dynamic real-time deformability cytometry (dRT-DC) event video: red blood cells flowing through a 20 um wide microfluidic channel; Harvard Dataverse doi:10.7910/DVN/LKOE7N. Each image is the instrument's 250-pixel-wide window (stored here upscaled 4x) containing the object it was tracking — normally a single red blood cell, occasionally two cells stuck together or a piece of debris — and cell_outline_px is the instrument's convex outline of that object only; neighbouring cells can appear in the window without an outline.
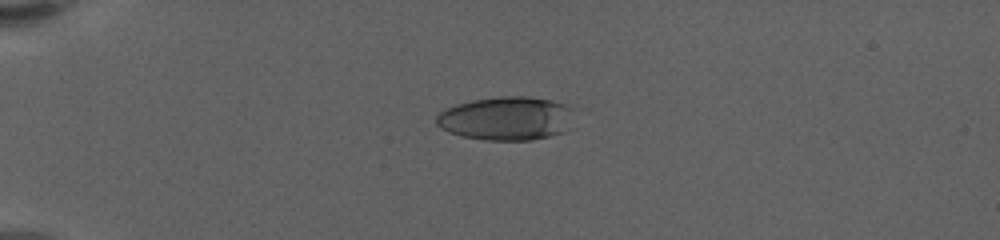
{"species": "human", "species_latin": "Homo sapiens", "temperature_condition": "warm", "stored_images_in_passage": 51, "camera_frame_rate_fps": 3000, "um_per_image_px": 0.085, "donor": {"sex": "female"}, "frame": {"image": 1, "passage_image": 7, "time_ms": 2.0, "image_size_px": [1000, 240], "cell_outline_px": [[580, 108], [572, 128], [564, 132], [532, 140], [484, 140], [464, 136], [448, 132], [440, 128], [436, 124], [436, 116], [444, 108], [456, 104], [472, 100], [500, 96], [528, 96], [548, 100]], "centroid_in_image_um": [43.15, 10.06], "position_along_channel_um": 41.9, "area_um2": 36.01}}
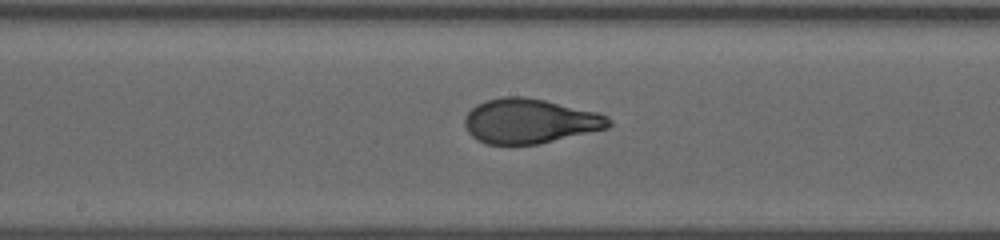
{"frame": {"image": 2, "passage_image": 25, "time_ms": 8.0, "image_size_px": [1000, 240], "cell_outline_px": [[612, 124], [608, 128], [540, 144], [484, 144], [476, 140], [468, 132], [464, 124], [464, 116], [476, 104], [488, 100], [504, 96], [524, 96], [544, 100], [596, 112], [608, 116], [612, 120]], "centroid_in_image_um": [45.02, 10.3], "position_along_channel_um": 203.2, "area_um2": 37.63}}
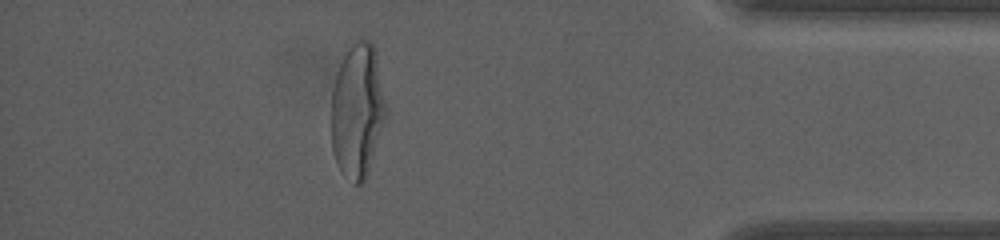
{"frame": {"image": 3, "passage_image": 45, "time_ms": 14.667, "image_size_px": [1000, 240], "cell_outline_px": [[388, 116], [364, 184], [356, 184], [344, 176], [340, 172], [332, 148], [332, 88], [340, 64], [348, 48], [356, 40], [368, 40], [372, 44], [376, 52], [388, 108]], "centroid_in_image_um": [30.42, 9.44], "position_along_channel_um": 404.8, "area_um2": 43.35}, "authors_computed_cell_mechanics": {"area_um2": 37.4544, "velocity_mm_per_s": 3.5138, "shape_relaxation_time_tau1_ms": 4.862, "shape_relaxation_time_tau2_ms": null, "deformation_change_tau1": 0.2336, "deformation_change_tau2": null}}